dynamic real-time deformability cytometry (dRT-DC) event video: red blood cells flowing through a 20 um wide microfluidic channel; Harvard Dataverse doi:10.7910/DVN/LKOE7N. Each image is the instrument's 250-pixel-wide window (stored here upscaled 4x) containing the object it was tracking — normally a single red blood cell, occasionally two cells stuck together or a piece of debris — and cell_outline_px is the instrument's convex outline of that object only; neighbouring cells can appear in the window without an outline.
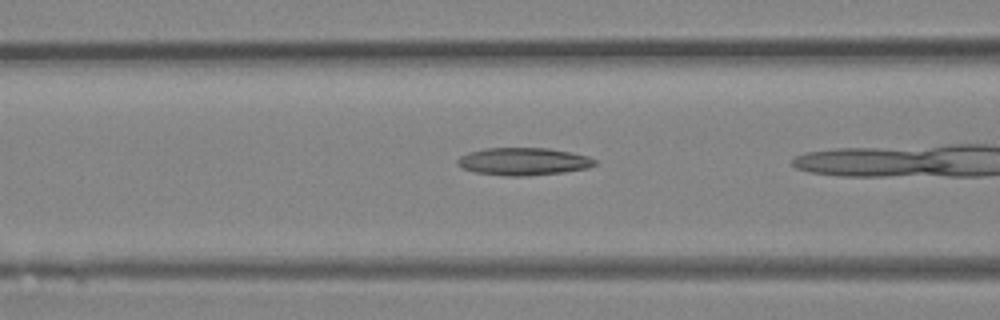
{"species": "Egyptian fruit bat (a non-hibernating species)", "species_latin": "Rousettus aegyptiacus", "temperature_condition": "room temperature", "stored_images_in_passage": 12, "camera_frame_rate_fps": 3000, "um_per_image_px": 0.085, "animal": {"sex": "female"}, "frame": {"image": 1, "passage_image": 10, "time_ms": 3.0, "image_size_px": [1000, 320], "cell_outline_px": [[596, 164], [588, 168], [564, 172], [524, 176], [504, 176], [472, 172], [460, 168], [456, 164], [456, 160], [460, 156], [468, 152], [488, 148], [548, 148], [572, 152], [588, 156], [596, 160]], "centroid_in_image_um": [44.45, 13.73], "position_along_channel_um": 122.1, "area_um2": 22.31}}